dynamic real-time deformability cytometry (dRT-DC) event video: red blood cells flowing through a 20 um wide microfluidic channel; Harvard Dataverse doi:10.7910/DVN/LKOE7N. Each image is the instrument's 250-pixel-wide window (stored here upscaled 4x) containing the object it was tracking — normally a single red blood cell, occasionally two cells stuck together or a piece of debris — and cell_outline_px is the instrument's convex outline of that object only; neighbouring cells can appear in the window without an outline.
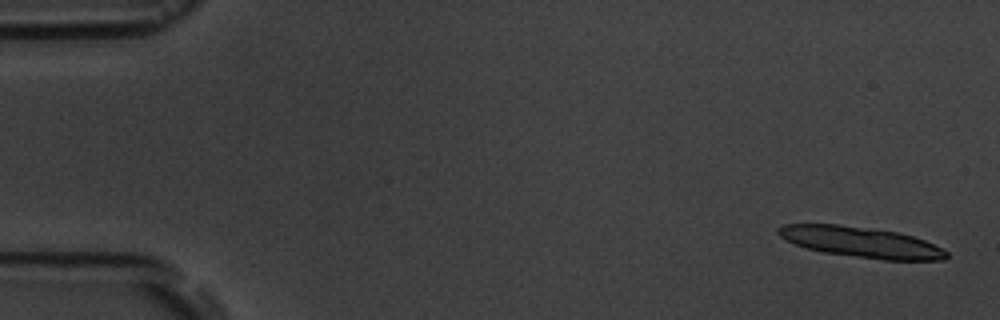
{"species": "common noctule bat (a hibernating species)", "species_latin": "Nyctalus noctula", "temperature_condition": "room temperature", "stored_images_in_passage": 7, "camera_frame_rate_fps": 3000, "um_per_image_px": 0.085, "animal": {"sex": "male", "body_mass_g": 19.5, "forearm_length_mm": 54.6}, "frame": {"image": 1, "passage_image": 1, "time_ms": 0.0, "image_size_px": [1000, 320], "cell_outline_px": [[948, 256], [944, 260], [884, 260], [824, 252], [808, 248], [796, 244], [780, 236], [776, 232], [776, 228], [784, 224], [840, 224], [896, 232], [912, 236], [924, 240], [944, 248], [948, 252]], "centroid_in_image_um": [73.22, 20.58], "position_along_channel_um": 11.8, "area_um2": 29.77}}
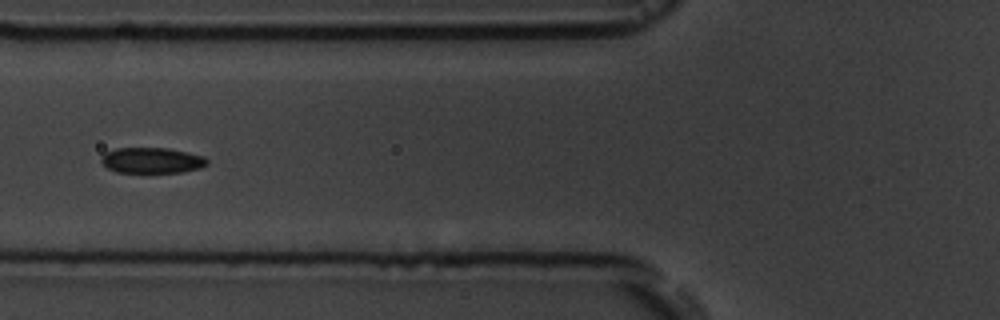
{"frame": {"image": 2, "passage_image": 6, "time_ms": 6.667, "image_size_px": [1000, 320], "cell_outline_px": [[208, 164], [200, 168], [184, 172], [116, 172], [108, 168], [100, 160], [104, 152], [116, 148], [168, 148], [188, 152], [204, 156], [208, 160]], "centroid_in_image_um": [12.92, 13.62], "position_along_channel_um": 112.9, "area_um2": 15.9}}
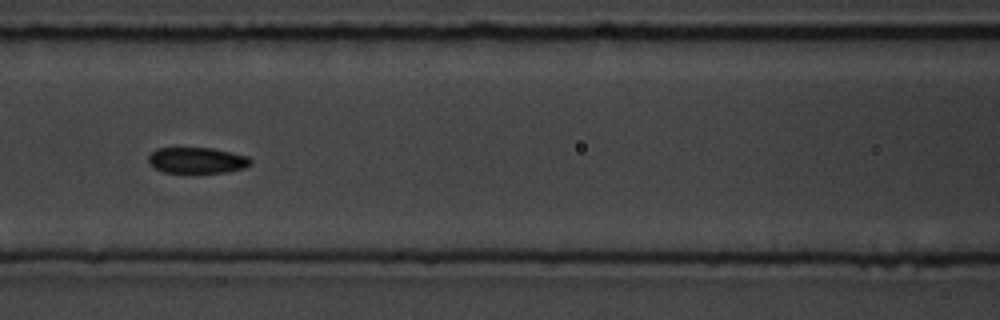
{"frame": {"image": 3, "passage_image": 7, "time_ms": 7.667, "image_size_px": [1000, 320], "cell_outline_px": [[252, 164], [244, 168], [228, 172], [164, 172], [148, 164], [148, 156], [156, 148], [212, 148], [232, 152], [248, 156], [252, 160]], "centroid_in_image_um": [16.76, 13.62], "position_along_channel_um": 149.8, "area_um2": 15.49}}